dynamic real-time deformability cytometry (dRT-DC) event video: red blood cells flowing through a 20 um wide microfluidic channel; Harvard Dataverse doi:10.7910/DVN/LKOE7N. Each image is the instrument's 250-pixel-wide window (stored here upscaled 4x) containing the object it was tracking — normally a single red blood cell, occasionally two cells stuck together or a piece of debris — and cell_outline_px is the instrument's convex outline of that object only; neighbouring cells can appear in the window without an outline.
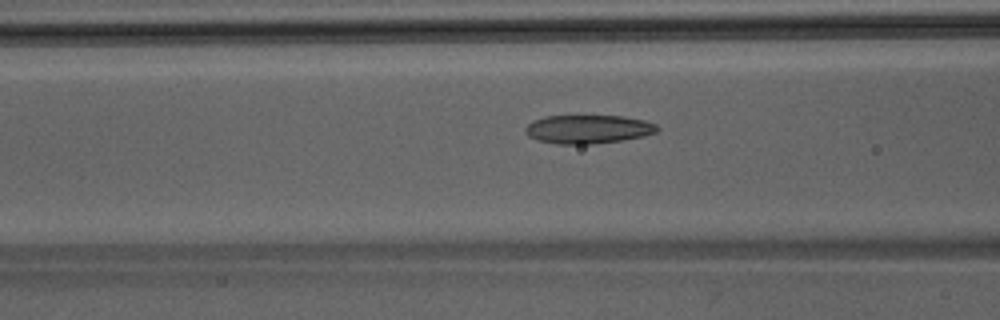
{"species": "Egyptian fruit bat (a non-hibernating species)", "species_latin": "Rousettus aegyptiacus", "temperature_condition": "room temperature", "stored_images_in_passage": 49, "camera_frame_rate_fps": 3000, "um_per_image_px": 0.085, "animal": {"sex": "male"}, "frame": {"image": 1, "passage_image": 20, "time_ms": 6.333, "image_size_px": [1000, 320], "cell_outline_px": [[660, 128], [656, 132], [644, 136], [620, 140], [592, 144], [556, 144], [536, 140], [528, 136], [524, 132], [524, 128], [528, 124], [544, 116], [624, 116], [644, 120], [656, 124]], "centroid_in_image_um": [49.97, 10.98], "position_along_channel_um": 116.6, "area_um2": 22.02}}
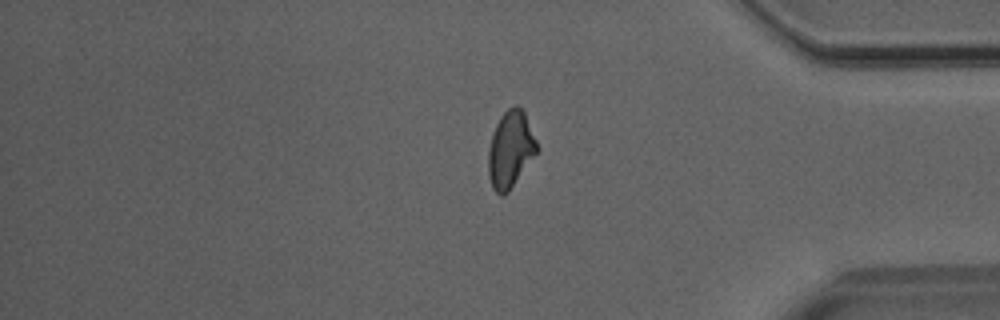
{"frame": {"image": 2, "passage_image": 41, "time_ms": 13.333, "image_size_px": [1000, 320], "cell_outline_px": [[540, 148], [508, 192], [504, 196], [500, 196], [492, 188], [488, 176], [488, 148], [496, 124], [500, 116], [508, 108], [516, 104], [524, 112]], "centroid_in_image_um": [43.38, 12.72], "position_along_channel_um": 391.8, "area_um2": 21.73}}
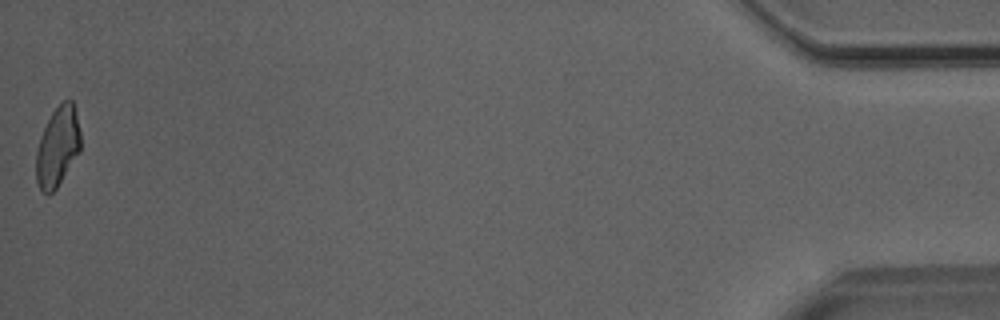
{"frame": {"image": 3, "passage_image": 49, "time_ms": 16.0, "image_size_px": [1000, 320], "cell_outline_px": [[80, 152], [56, 188], [48, 196], [40, 188], [36, 180], [36, 152], [40, 136], [52, 112], [64, 100], [72, 100], [76, 112], [80, 132]], "centroid_in_image_um": [4.9, 12.48], "position_along_channel_um": 430.3, "area_um2": 20.52}}